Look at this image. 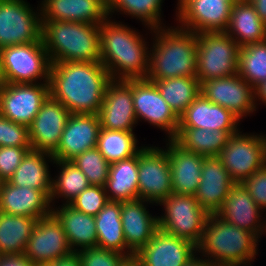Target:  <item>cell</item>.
<instances>
[{"mask_svg": "<svg viewBox=\"0 0 266 266\" xmlns=\"http://www.w3.org/2000/svg\"><path fill=\"white\" fill-rule=\"evenodd\" d=\"M111 81L101 62L52 63L49 94L71 114L98 115Z\"/></svg>", "mask_w": 266, "mask_h": 266, "instance_id": "1", "label": "cell"}, {"mask_svg": "<svg viewBox=\"0 0 266 266\" xmlns=\"http://www.w3.org/2000/svg\"><path fill=\"white\" fill-rule=\"evenodd\" d=\"M107 18L100 24V62L112 80L146 78L150 52L141 35Z\"/></svg>", "mask_w": 266, "mask_h": 266, "instance_id": "2", "label": "cell"}, {"mask_svg": "<svg viewBox=\"0 0 266 266\" xmlns=\"http://www.w3.org/2000/svg\"><path fill=\"white\" fill-rule=\"evenodd\" d=\"M152 30L156 40L150 49L149 73L146 78L165 80L196 77L197 33L179 26Z\"/></svg>", "mask_w": 266, "mask_h": 266, "instance_id": "3", "label": "cell"}, {"mask_svg": "<svg viewBox=\"0 0 266 266\" xmlns=\"http://www.w3.org/2000/svg\"><path fill=\"white\" fill-rule=\"evenodd\" d=\"M42 40L51 63L100 62V25L42 21Z\"/></svg>", "mask_w": 266, "mask_h": 266, "instance_id": "4", "label": "cell"}, {"mask_svg": "<svg viewBox=\"0 0 266 266\" xmlns=\"http://www.w3.org/2000/svg\"><path fill=\"white\" fill-rule=\"evenodd\" d=\"M257 243L258 237L252 232L210 214L196 248L215 265L250 263L257 255Z\"/></svg>", "mask_w": 266, "mask_h": 266, "instance_id": "5", "label": "cell"}, {"mask_svg": "<svg viewBox=\"0 0 266 266\" xmlns=\"http://www.w3.org/2000/svg\"><path fill=\"white\" fill-rule=\"evenodd\" d=\"M51 60L43 41L0 49L1 83H49Z\"/></svg>", "mask_w": 266, "mask_h": 266, "instance_id": "6", "label": "cell"}, {"mask_svg": "<svg viewBox=\"0 0 266 266\" xmlns=\"http://www.w3.org/2000/svg\"><path fill=\"white\" fill-rule=\"evenodd\" d=\"M239 48L226 32L197 33L196 78L199 82L237 74Z\"/></svg>", "mask_w": 266, "mask_h": 266, "instance_id": "7", "label": "cell"}, {"mask_svg": "<svg viewBox=\"0 0 266 266\" xmlns=\"http://www.w3.org/2000/svg\"><path fill=\"white\" fill-rule=\"evenodd\" d=\"M160 204L165 213L158 216L159 228L197 246L210 214L198 204L196 197L171 193Z\"/></svg>", "mask_w": 266, "mask_h": 266, "instance_id": "8", "label": "cell"}, {"mask_svg": "<svg viewBox=\"0 0 266 266\" xmlns=\"http://www.w3.org/2000/svg\"><path fill=\"white\" fill-rule=\"evenodd\" d=\"M241 133L232 134L218 155L236 183H242L266 164V136Z\"/></svg>", "mask_w": 266, "mask_h": 266, "instance_id": "9", "label": "cell"}, {"mask_svg": "<svg viewBox=\"0 0 266 266\" xmlns=\"http://www.w3.org/2000/svg\"><path fill=\"white\" fill-rule=\"evenodd\" d=\"M29 6L25 0H0V49L43 41L41 12Z\"/></svg>", "mask_w": 266, "mask_h": 266, "instance_id": "10", "label": "cell"}, {"mask_svg": "<svg viewBox=\"0 0 266 266\" xmlns=\"http://www.w3.org/2000/svg\"><path fill=\"white\" fill-rule=\"evenodd\" d=\"M138 199L159 204L172 190L171 167L166 149L141 147L138 152Z\"/></svg>", "mask_w": 266, "mask_h": 266, "instance_id": "11", "label": "cell"}, {"mask_svg": "<svg viewBox=\"0 0 266 266\" xmlns=\"http://www.w3.org/2000/svg\"><path fill=\"white\" fill-rule=\"evenodd\" d=\"M49 95V83H1L0 115L29 127Z\"/></svg>", "mask_w": 266, "mask_h": 266, "instance_id": "12", "label": "cell"}, {"mask_svg": "<svg viewBox=\"0 0 266 266\" xmlns=\"http://www.w3.org/2000/svg\"><path fill=\"white\" fill-rule=\"evenodd\" d=\"M237 0H178L180 28L194 33L225 32Z\"/></svg>", "mask_w": 266, "mask_h": 266, "instance_id": "13", "label": "cell"}, {"mask_svg": "<svg viewBox=\"0 0 266 266\" xmlns=\"http://www.w3.org/2000/svg\"><path fill=\"white\" fill-rule=\"evenodd\" d=\"M132 96L136 120L140 118L165 130L168 139H174L179 117L162 98L154 82L147 78L132 79Z\"/></svg>", "mask_w": 266, "mask_h": 266, "instance_id": "14", "label": "cell"}, {"mask_svg": "<svg viewBox=\"0 0 266 266\" xmlns=\"http://www.w3.org/2000/svg\"><path fill=\"white\" fill-rule=\"evenodd\" d=\"M201 94L231 111L239 119L256 111L255 89L238 73L200 83Z\"/></svg>", "mask_w": 266, "mask_h": 266, "instance_id": "15", "label": "cell"}, {"mask_svg": "<svg viewBox=\"0 0 266 266\" xmlns=\"http://www.w3.org/2000/svg\"><path fill=\"white\" fill-rule=\"evenodd\" d=\"M72 252L64 229L51 213L37 220L24 255L34 264H42L51 263Z\"/></svg>", "mask_w": 266, "mask_h": 266, "instance_id": "16", "label": "cell"}, {"mask_svg": "<svg viewBox=\"0 0 266 266\" xmlns=\"http://www.w3.org/2000/svg\"><path fill=\"white\" fill-rule=\"evenodd\" d=\"M70 115L62 103L49 95L29 126L31 149L52 154L59 145Z\"/></svg>", "mask_w": 266, "mask_h": 266, "instance_id": "17", "label": "cell"}, {"mask_svg": "<svg viewBox=\"0 0 266 266\" xmlns=\"http://www.w3.org/2000/svg\"><path fill=\"white\" fill-rule=\"evenodd\" d=\"M103 129L133 131L137 124L132 96V79L112 80L98 113Z\"/></svg>", "mask_w": 266, "mask_h": 266, "instance_id": "18", "label": "cell"}, {"mask_svg": "<svg viewBox=\"0 0 266 266\" xmlns=\"http://www.w3.org/2000/svg\"><path fill=\"white\" fill-rule=\"evenodd\" d=\"M100 119L94 114H71L61 135L54 160L70 161L75 156L97 146Z\"/></svg>", "mask_w": 266, "mask_h": 266, "instance_id": "19", "label": "cell"}, {"mask_svg": "<svg viewBox=\"0 0 266 266\" xmlns=\"http://www.w3.org/2000/svg\"><path fill=\"white\" fill-rule=\"evenodd\" d=\"M196 252L193 243L159 228L137 255L143 266H184Z\"/></svg>", "mask_w": 266, "mask_h": 266, "instance_id": "20", "label": "cell"}, {"mask_svg": "<svg viewBox=\"0 0 266 266\" xmlns=\"http://www.w3.org/2000/svg\"><path fill=\"white\" fill-rule=\"evenodd\" d=\"M135 199L121 202V220L128 255L137 254L159 229L158 217L149 214L144 203Z\"/></svg>", "mask_w": 266, "mask_h": 266, "instance_id": "21", "label": "cell"}, {"mask_svg": "<svg viewBox=\"0 0 266 266\" xmlns=\"http://www.w3.org/2000/svg\"><path fill=\"white\" fill-rule=\"evenodd\" d=\"M42 21H69L100 25L109 16L107 0H43Z\"/></svg>", "mask_w": 266, "mask_h": 266, "instance_id": "22", "label": "cell"}, {"mask_svg": "<svg viewBox=\"0 0 266 266\" xmlns=\"http://www.w3.org/2000/svg\"><path fill=\"white\" fill-rule=\"evenodd\" d=\"M236 184L218 157H205L195 197L209 214H216Z\"/></svg>", "mask_w": 266, "mask_h": 266, "instance_id": "23", "label": "cell"}, {"mask_svg": "<svg viewBox=\"0 0 266 266\" xmlns=\"http://www.w3.org/2000/svg\"><path fill=\"white\" fill-rule=\"evenodd\" d=\"M261 211L263 210L257 206L243 184L236 183L216 215L229 224H234L261 238L259 236L265 228V221L260 222Z\"/></svg>", "mask_w": 266, "mask_h": 266, "instance_id": "24", "label": "cell"}, {"mask_svg": "<svg viewBox=\"0 0 266 266\" xmlns=\"http://www.w3.org/2000/svg\"><path fill=\"white\" fill-rule=\"evenodd\" d=\"M168 141L166 151L171 167L173 193L195 196L205 157L183 149L173 139Z\"/></svg>", "mask_w": 266, "mask_h": 266, "instance_id": "25", "label": "cell"}, {"mask_svg": "<svg viewBox=\"0 0 266 266\" xmlns=\"http://www.w3.org/2000/svg\"><path fill=\"white\" fill-rule=\"evenodd\" d=\"M50 198L41 190L18 187L3 182L0 191V211L17 216L43 218L51 214Z\"/></svg>", "mask_w": 266, "mask_h": 266, "instance_id": "26", "label": "cell"}, {"mask_svg": "<svg viewBox=\"0 0 266 266\" xmlns=\"http://www.w3.org/2000/svg\"><path fill=\"white\" fill-rule=\"evenodd\" d=\"M240 119L226 108L212 103L200 94L179 117L178 127H193L211 131H239Z\"/></svg>", "mask_w": 266, "mask_h": 266, "instance_id": "27", "label": "cell"}, {"mask_svg": "<svg viewBox=\"0 0 266 266\" xmlns=\"http://www.w3.org/2000/svg\"><path fill=\"white\" fill-rule=\"evenodd\" d=\"M51 213L57 218L64 229L73 252L78 251L79 248L81 250L83 248L97 247L94 216L80 212L67 203H64L61 209L57 208L55 210L52 208Z\"/></svg>", "mask_w": 266, "mask_h": 266, "instance_id": "28", "label": "cell"}, {"mask_svg": "<svg viewBox=\"0 0 266 266\" xmlns=\"http://www.w3.org/2000/svg\"><path fill=\"white\" fill-rule=\"evenodd\" d=\"M239 47L266 41V25L249 1H236L225 31Z\"/></svg>", "mask_w": 266, "mask_h": 266, "instance_id": "29", "label": "cell"}, {"mask_svg": "<svg viewBox=\"0 0 266 266\" xmlns=\"http://www.w3.org/2000/svg\"><path fill=\"white\" fill-rule=\"evenodd\" d=\"M46 157L51 162L55 161L51 153L29 150L8 182L18 187L41 190L50 198L52 178Z\"/></svg>", "mask_w": 266, "mask_h": 266, "instance_id": "30", "label": "cell"}, {"mask_svg": "<svg viewBox=\"0 0 266 266\" xmlns=\"http://www.w3.org/2000/svg\"><path fill=\"white\" fill-rule=\"evenodd\" d=\"M110 201L138 199V153L130 158L110 164L104 186Z\"/></svg>", "mask_w": 266, "mask_h": 266, "instance_id": "31", "label": "cell"}, {"mask_svg": "<svg viewBox=\"0 0 266 266\" xmlns=\"http://www.w3.org/2000/svg\"><path fill=\"white\" fill-rule=\"evenodd\" d=\"M238 131L208 130L193 127H178L173 139L183 149L204 157H218L228 139Z\"/></svg>", "mask_w": 266, "mask_h": 266, "instance_id": "32", "label": "cell"}, {"mask_svg": "<svg viewBox=\"0 0 266 266\" xmlns=\"http://www.w3.org/2000/svg\"><path fill=\"white\" fill-rule=\"evenodd\" d=\"M97 247L128 255L121 220V202L108 201L94 216Z\"/></svg>", "mask_w": 266, "mask_h": 266, "instance_id": "33", "label": "cell"}, {"mask_svg": "<svg viewBox=\"0 0 266 266\" xmlns=\"http://www.w3.org/2000/svg\"><path fill=\"white\" fill-rule=\"evenodd\" d=\"M37 220L0 211V254H24Z\"/></svg>", "mask_w": 266, "mask_h": 266, "instance_id": "34", "label": "cell"}, {"mask_svg": "<svg viewBox=\"0 0 266 266\" xmlns=\"http://www.w3.org/2000/svg\"><path fill=\"white\" fill-rule=\"evenodd\" d=\"M150 81L155 83L162 98L178 117L201 94L200 82L196 77H175Z\"/></svg>", "mask_w": 266, "mask_h": 266, "instance_id": "35", "label": "cell"}, {"mask_svg": "<svg viewBox=\"0 0 266 266\" xmlns=\"http://www.w3.org/2000/svg\"><path fill=\"white\" fill-rule=\"evenodd\" d=\"M137 142L133 131L101 128L96 148L112 164L136 155L141 150L137 147Z\"/></svg>", "mask_w": 266, "mask_h": 266, "instance_id": "36", "label": "cell"}, {"mask_svg": "<svg viewBox=\"0 0 266 266\" xmlns=\"http://www.w3.org/2000/svg\"><path fill=\"white\" fill-rule=\"evenodd\" d=\"M53 163L59 165L61 172L57 178L52 179L50 203L58 196L67 199L65 203L69 204L91 184L71 161L55 160Z\"/></svg>", "mask_w": 266, "mask_h": 266, "instance_id": "37", "label": "cell"}, {"mask_svg": "<svg viewBox=\"0 0 266 266\" xmlns=\"http://www.w3.org/2000/svg\"><path fill=\"white\" fill-rule=\"evenodd\" d=\"M238 75L253 88L266 79V41L239 48Z\"/></svg>", "mask_w": 266, "mask_h": 266, "instance_id": "38", "label": "cell"}, {"mask_svg": "<svg viewBox=\"0 0 266 266\" xmlns=\"http://www.w3.org/2000/svg\"><path fill=\"white\" fill-rule=\"evenodd\" d=\"M163 0H107L108 16L114 11L139 18L150 30L162 28L161 26V5Z\"/></svg>", "mask_w": 266, "mask_h": 266, "instance_id": "39", "label": "cell"}, {"mask_svg": "<svg viewBox=\"0 0 266 266\" xmlns=\"http://www.w3.org/2000/svg\"><path fill=\"white\" fill-rule=\"evenodd\" d=\"M70 161L84 173L91 185L105 186L110 163L96 147L86 150Z\"/></svg>", "mask_w": 266, "mask_h": 266, "instance_id": "40", "label": "cell"}, {"mask_svg": "<svg viewBox=\"0 0 266 266\" xmlns=\"http://www.w3.org/2000/svg\"><path fill=\"white\" fill-rule=\"evenodd\" d=\"M108 201L107 193L103 186L90 185L69 204L80 212L96 216Z\"/></svg>", "mask_w": 266, "mask_h": 266, "instance_id": "41", "label": "cell"}, {"mask_svg": "<svg viewBox=\"0 0 266 266\" xmlns=\"http://www.w3.org/2000/svg\"><path fill=\"white\" fill-rule=\"evenodd\" d=\"M4 146L31 148L29 127L0 115V147Z\"/></svg>", "mask_w": 266, "mask_h": 266, "instance_id": "42", "label": "cell"}, {"mask_svg": "<svg viewBox=\"0 0 266 266\" xmlns=\"http://www.w3.org/2000/svg\"><path fill=\"white\" fill-rule=\"evenodd\" d=\"M81 266H118L125 254L99 247L83 248L76 251Z\"/></svg>", "mask_w": 266, "mask_h": 266, "instance_id": "43", "label": "cell"}, {"mask_svg": "<svg viewBox=\"0 0 266 266\" xmlns=\"http://www.w3.org/2000/svg\"><path fill=\"white\" fill-rule=\"evenodd\" d=\"M31 148L4 146L0 147V178L8 181L22 159Z\"/></svg>", "mask_w": 266, "mask_h": 266, "instance_id": "44", "label": "cell"}, {"mask_svg": "<svg viewBox=\"0 0 266 266\" xmlns=\"http://www.w3.org/2000/svg\"><path fill=\"white\" fill-rule=\"evenodd\" d=\"M257 206L266 209V164L242 182Z\"/></svg>", "mask_w": 266, "mask_h": 266, "instance_id": "45", "label": "cell"}, {"mask_svg": "<svg viewBox=\"0 0 266 266\" xmlns=\"http://www.w3.org/2000/svg\"><path fill=\"white\" fill-rule=\"evenodd\" d=\"M0 266H34L24 254L0 255Z\"/></svg>", "mask_w": 266, "mask_h": 266, "instance_id": "46", "label": "cell"}, {"mask_svg": "<svg viewBox=\"0 0 266 266\" xmlns=\"http://www.w3.org/2000/svg\"><path fill=\"white\" fill-rule=\"evenodd\" d=\"M48 264L50 266H81L80 258L76 251Z\"/></svg>", "mask_w": 266, "mask_h": 266, "instance_id": "47", "label": "cell"}, {"mask_svg": "<svg viewBox=\"0 0 266 266\" xmlns=\"http://www.w3.org/2000/svg\"><path fill=\"white\" fill-rule=\"evenodd\" d=\"M249 2L253 5L259 18L266 25V0H250Z\"/></svg>", "mask_w": 266, "mask_h": 266, "instance_id": "48", "label": "cell"}, {"mask_svg": "<svg viewBox=\"0 0 266 266\" xmlns=\"http://www.w3.org/2000/svg\"><path fill=\"white\" fill-rule=\"evenodd\" d=\"M118 266H143V263L137 254L125 255Z\"/></svg>", "mask_w": 266, "mask_h": 266, "instance_id": "49", "label": "cell"}, {"mask_svg": "<svg viewBox=\"0 0 266 266\" xmlns=\"http://www.w3.org/2000/svg\"><path fill=\"white\" fill-rule=\"evenodd\" d=\"M196 255L193 254L191 258L186 262L184 266H216L213 262H211L209 259H200L198 257H195Z\"/></svg>", "mask_w": 266, "mask_h": 266, "instance_id": "50", "label": "cell"}, {"mask_svg": "<svg viewBox=\"0 0 266 266\" xmlns=\"http://www.w3.org/2000/svg\"><path fill=\"white\" fill-rule=\"evenodd\" d=\"M255 100L257 101L262 100L263 103L266 105V79L263 80L259 85L255 88ZM258 98V99H257Z\"/></svg>", "mask_w": 266, "mask_h": 266, "instance_id": "51", "label": "cell"}, {"mask_svg": "<svg viewBox=\"0 0 266 266\" xmlns=\"http://www.w3.org/2000/svg\"><path fill=\"white\" fill-rule=\"evenodd\" d=\"M251 265V263H223V264H218L216 266H247Z\"/></svg>", "mask_w": 266, "mask_h": 266, "instance_id": "52", "label": "cell"}, {"mask_svg": "<svg viewBox=\"0 0 266 266\" xmlns=\"http://www.w3.org/2000/svg\"><path fill=\"white\" fill-rule=\"evenodd\" d=\"M34 266H50L48 263L34 264Z\"/></svg>", "mask_w": 266, "mask_h": 266, "instance_id": "53", "label": "cell"}, {"mask_svg": "<svg viewBox=\"0 0 266 266\" xmlns=\"http://www.w3.org/2000/svg\"><path fill=\"white\" fill-rule=\"evenodd\" d=\"M3 182L4 181L0 178V191H1V187H2Z\"/></svg>", "mask_w": 266, "mask_h": 266, "instance_id": "54", "label": "cell"}]
</instances>
